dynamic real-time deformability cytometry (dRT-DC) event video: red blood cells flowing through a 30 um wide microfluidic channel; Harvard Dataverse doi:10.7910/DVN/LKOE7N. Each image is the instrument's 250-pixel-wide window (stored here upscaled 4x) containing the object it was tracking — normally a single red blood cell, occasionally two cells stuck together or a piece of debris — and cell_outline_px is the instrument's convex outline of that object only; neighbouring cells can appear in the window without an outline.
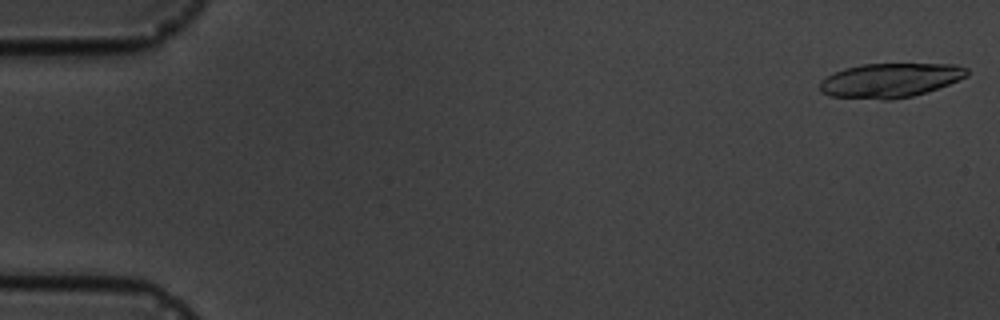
{"species": "common noctule bat (a hibernating species)", "species_latin": "Nyctalus noctula", "temperature_condition": "cold", "stored_images_in_passage": 5, "camera_frame_rate_fps": 3000, "um_per_image_px": 0.085, "animal": {"sex": "male", "body_mass_g": 19.5, "forearm_length_mm": 54.6}, "frame": {"image": 1, "passage_image": 1, "time_ms": 0.0, "image_size_px": [1000, 320], "cell_outline_px": [[968, 76], [948, 84], [912, 96], [892, 100], [880, 100], [828, 96], [820, 92], [820, 80], [844, 68], [860, 64], [956, 64], [968, 68]], "centroid_in_image_um": [75.64, 6.83], "position_along_channel_um": 9.4, "area_um2": 29.48}}